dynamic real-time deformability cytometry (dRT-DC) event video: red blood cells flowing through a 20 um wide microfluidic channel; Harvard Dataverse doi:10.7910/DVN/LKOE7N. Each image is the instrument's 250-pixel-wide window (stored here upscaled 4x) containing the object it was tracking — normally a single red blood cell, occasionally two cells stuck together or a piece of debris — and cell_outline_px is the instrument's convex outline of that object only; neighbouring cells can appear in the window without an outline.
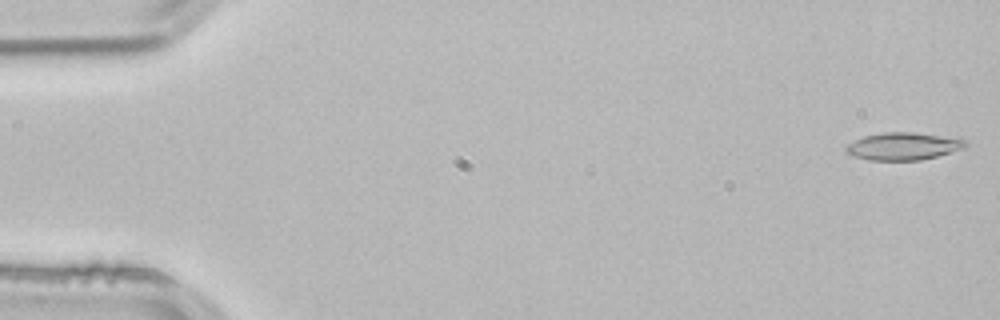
{"species": "common noctule bat (a hibernating species)", "species_latin": "Nyctalus noctula", "temperature_condition": "room temperature", "stored_images_in_passage": 52, "camera_frame_rate_fps": 3000, "um_per_image_px": 0.085, "animal": {"sex": "male", "body_mass_g": 21.5, "forearm_length_mm": 52.0}, "frame": {"image": 1, "passage_image": 1, "time_ms": 0.0, "image_size_px": [1000, 320], "cell_outline_px": [[968, 144], [964, 148], [936, 156], [920, 160], [868, 160], [852, 156], [844, 152], [844, 148], [848, 144], [864, 136], [884, 132], [912, 132], [940, 136], [964, 140]], "centroid_in_image_um": [76.7, 12.44], "position_along_channel_um": 8.3, "area_um2": 18.9}}
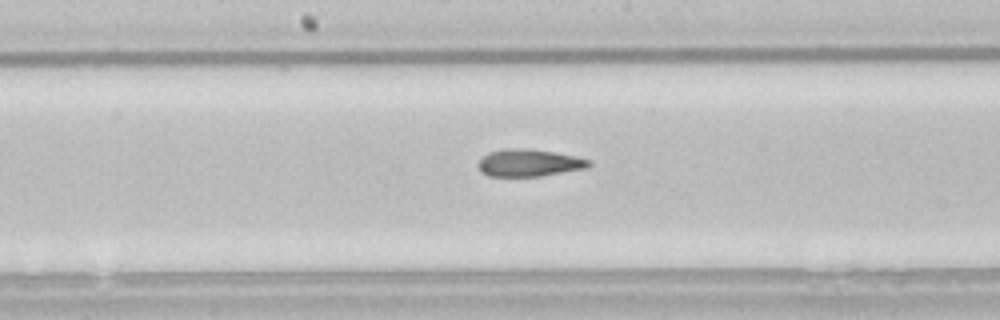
{"frame": {"image": 2, "passage_image": 27, "time_ms": 8.667, "image_size_px": [1000, 320], "cell_outline_px": [[592, 164], [588, 168], [540, 176], [488, 176], [480, 172], [480, 160], [488, 152], [504, 148], [524, 148], [552, 152], [576, 156], [592, 160]], "centroid_in_image_um": [45.01, 13.84], "position_along_channel_um": 203.2, "area_um2": 17.57}}
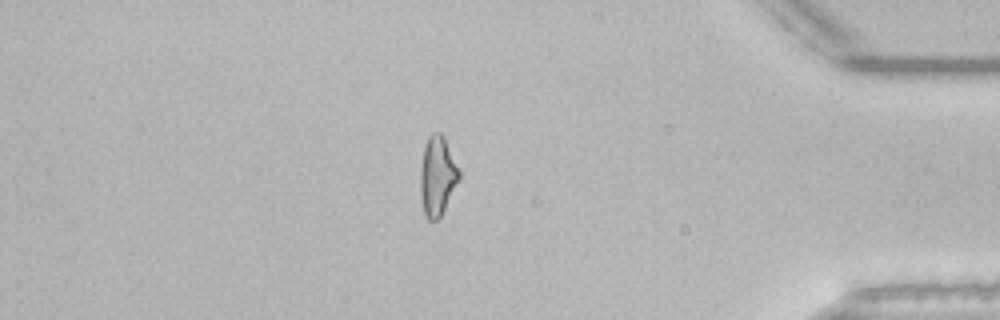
{"frame": {"image": 3, "passage_image": 45, "time_ms": 14.667, "image_size_px": [1000, 320], "cell_outline_px": [[460, 180], [440, 216], [436, 220], [428, 220], [424, 216], [420, 192], [420, 172], [424, 144], [428, 136], [432, 132], [440, 132], [444, 136], [460, 172]], "centroid_in_image_um": [37.17, 14.94], "position_along_channel_um": 398.0, "area_um2": 18.03}, "authors_computed_cell_mechanics": {"area_um2": 17.9469, "velocity_mm_per_s": 3.8523, "shape_relaxation_time_tau1_ms": 9.884, "shape_relaxation_time_tau2_ms": 2.9528, "deformation_change_tau1": 0.2272, "deformation_change_tau2": 0.1177}}